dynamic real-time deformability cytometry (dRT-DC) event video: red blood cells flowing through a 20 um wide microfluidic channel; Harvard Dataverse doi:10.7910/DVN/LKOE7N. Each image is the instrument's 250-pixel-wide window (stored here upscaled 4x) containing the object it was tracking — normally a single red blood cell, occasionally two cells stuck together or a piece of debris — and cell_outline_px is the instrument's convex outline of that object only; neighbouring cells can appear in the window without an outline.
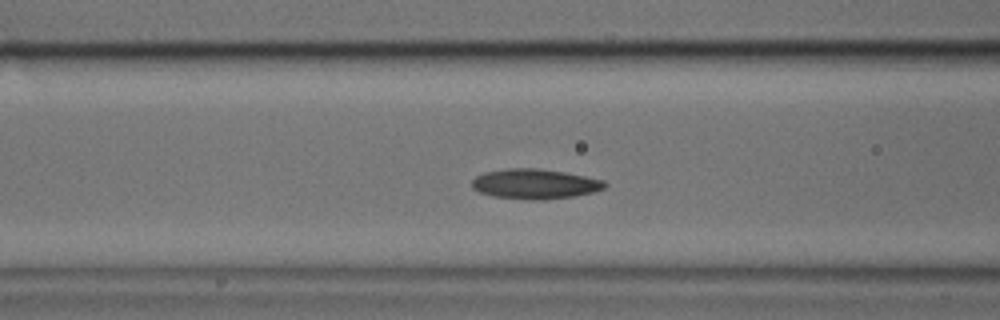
{"species": "common noctule bat (a hibernating species)", "species_latin": "Nyctalus noctula", "temperature_condition": "cold", "stored_images_in_passage": 38, "camera_frame_rate_fps": 3000, "um_per_image_px": 0.085, "animal": {"sex": "male", "body_mass_g": 17.9, "forearm_length_mm": 54.2}, "frame": {"image": 1, "passage_image": 6, "time_ms": 1.667, "image_size_px": [1000, 320], "cell_outline_px": [[608, 184], [604, 188], [592, 192], [572, 196], [544, 200], [528, 200], [492, 196], [480, 192], [472, 188], [472, 180], [476, 176], [484, 172], [508, 168], [540, 168], [564, 172], [604, 180]], "centroid_in_image_um": [45.44, 15.63], "position_along_channel_um": 121.2, "area_um2": 23.24}}
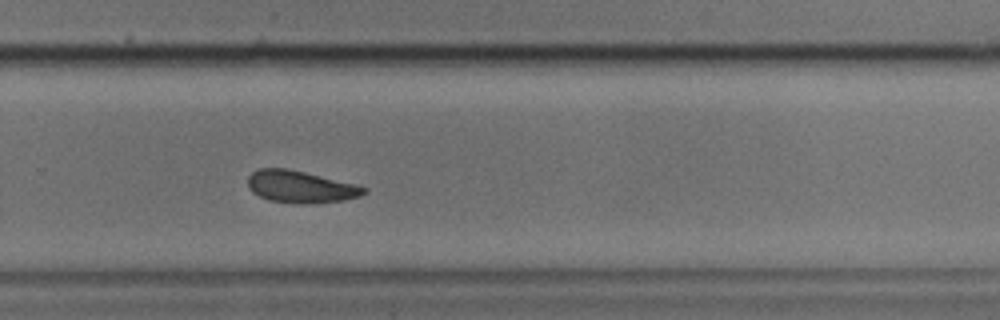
{"frame": {"image": 2, "passage_image": 20, "time_ms": 6.333, "image_size_px": [1000, 320], "cell_outline_px": [[368, 192], [360, 196], [344, 200], [312, 204], [300, 204], [268, 200], [252, 192], [248, 188], [248, 176], [252, 172], [260, 168], [288, 168], [368, 188]], "centroid_in_image_um": [25.52, 15.89], "position_along_channel_um": 304.3, "area_um2": 21.62}}
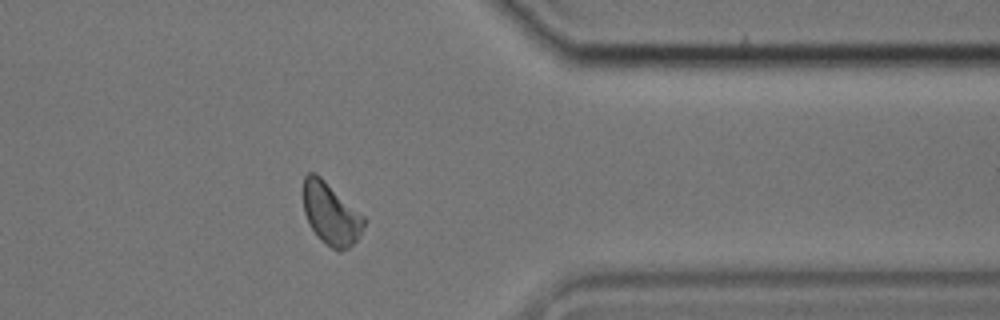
{"frame": {"image": 3, "passage_image": 27, "time_ms": 8.667, "image_size_px": [1000, 320], "cell_outline_px": [[368, 220], [360, 236], [348, 248], [340, 252], [332, 248], [320, 240], [316, 236], [304, 212], [304, 176], [308, 172], [316, 172], [364, 216]], "centroid_in_image_um": [28.15, 18.18], "position_along_channel_um": 383.3, "area_um2": 21.96}}